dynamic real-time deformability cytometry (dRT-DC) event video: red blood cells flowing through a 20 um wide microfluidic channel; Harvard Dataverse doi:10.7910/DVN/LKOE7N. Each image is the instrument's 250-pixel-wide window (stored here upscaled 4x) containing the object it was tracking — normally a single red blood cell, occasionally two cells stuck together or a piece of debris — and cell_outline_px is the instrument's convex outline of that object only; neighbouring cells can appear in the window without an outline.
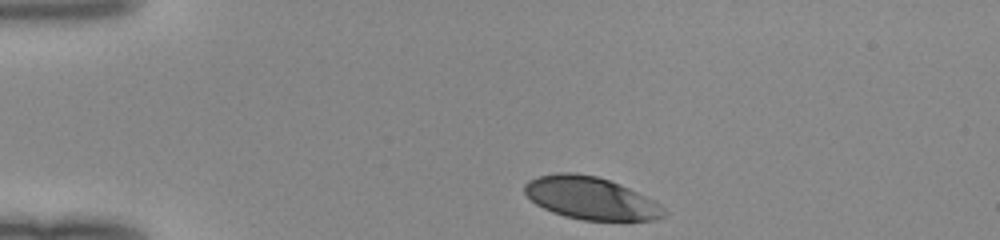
{"species": "human", "species_latin": "Homo sapiens", "temperature_condition": "room temperature", "stored_images_in_passage": 32, "camera_frame_rate_fps": 3000, "um_per_image_px": 0.085, "donor": {"sex": "female"}, "frame": {"image": 1, "passage_image": 1, "time_ms": 0.0, "image_size_px": [1000, 240], "cell_outline_px": [[664, 216], [656, 220], [584, 220], [564, 216], [552, 212], [536, 204], [524, 192], [524, 184], [528, 180], [540, 176], [556, 172], [572, 172], [596, 176], [608, 180], [628, 188], [652, 200], [664, 208]], "centroid_in_image_um": [50.17, 16.84], "position_along_channel_um": 34.8, "area_um2": 34.1}}
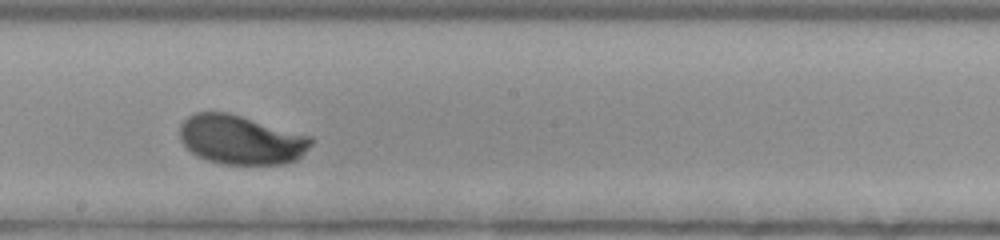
{"frame": {"image": 2, "passage_image": 19, "time_ms": 6.0, "image_size_px": [1000, 240], "cell_outline_px": [[312, 144], [296, 160], [284, 164], [220, 164], [208, 160], [192, 152], [180, 140], [180, 124], [188, 116], [196, 112], [228, 112], [312, 136]], "centroid_in_image_um": [20.48, 11.87], "position_along_channel_um": 227.7, "area_um2": 37.51}}
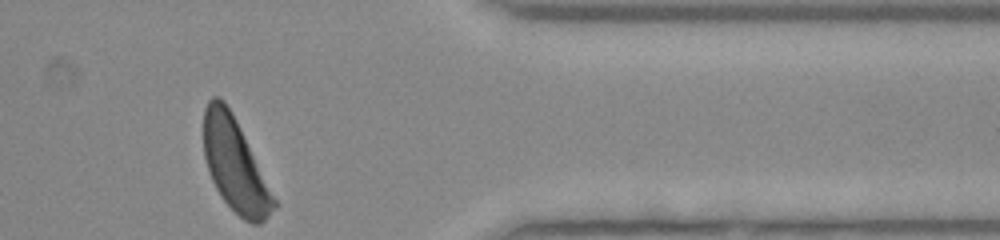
{"frame": {"image": 3, "passage_image": 32, "time_ms": 10.333, "image_size_px": [1000, 240], "cell_outline_px": [[280, 204], [260, 224], [252, 224], [244, 220], [220, 196], [212, 180], [204, 156], [204, 108], [208, 100], [212, 96], [220, 96], [224, 100], [232, 112]], "centroid_in_image_um": [20.01, 14.02], "position_along_channel_um": 391.4, "area_um2": 38.21}}